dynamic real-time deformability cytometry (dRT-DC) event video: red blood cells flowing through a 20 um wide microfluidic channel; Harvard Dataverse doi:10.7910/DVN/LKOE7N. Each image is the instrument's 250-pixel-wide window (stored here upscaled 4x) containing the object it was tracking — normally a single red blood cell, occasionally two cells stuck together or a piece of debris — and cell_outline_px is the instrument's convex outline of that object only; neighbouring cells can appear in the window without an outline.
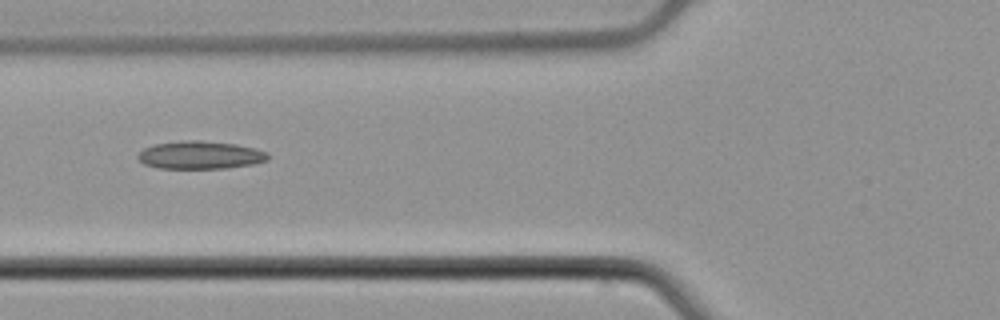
{"species": "common noctule bat (a hibernating species)", "species_latin": "Nyctalus noctula", "temperature_condition": "cold", "stored_images_in_passage": 5, "camera_frame_rate_fps": 3000, "um_per_image_px": 0.085, "animal": {"sex": "male", "body_mass_g": 21.5, "forearm_length_mm": 52.0}, "frame": {"image": 1, "passage_image": 5, "time_ms": 1.333, "image_size_px": [1000, 320], "cell_outline_px": [[268, 160], [252, 164], [224, 168], [156, 168], [144, 164], [136, 156], [144, 148], [156, 144], [184, 140], [200, 140], [236, 144], [256, 148], [268, 152]], "centroid_in_image_um": [17.02, 13.17], "position_along_channel_um": 108.8, "area_um2": 21.1}}